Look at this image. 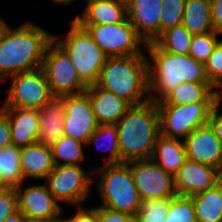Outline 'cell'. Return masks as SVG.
Listing matches in <instances>:
<instances>
[{
  "label": "cell",
  "instance_id": "cell-28",
  "mask_svg": "<svg viewBox=\"0 0 222 222\" xmlns=\"http://www.w3.org/2000/svg\"><path fill=\"white\" fill-rule=\"evenodd\" d=\"M95 144L99 151L109 152L104 164L123 163L120 158L119 140L116 124H100L90 135L86 146Z\"/></svg>",
  "mask_w": 222,
  "mask_h": 222
},
{
  "label": "cell",
  "instance_id": "cell-14",
  "mask_svg": "<svg viewBox=\"0 0 222 222\" xmlns=\"http://www.w3.org/2000/svg\"><path fill=\"white\" fill-rule=\"evenodd\" d=\"M183 143L187 159L211 165L222 173V142L209 123L194 129Z\"/></svg>",
  "mask_w": 222,
  "mask_h": 222
},
{
  "label": "cell",
  "instance_id": "cell-23",
  "mask_svg": "<svg viewBox=\"0 0 222 222\" xmlns=\"http://www.w3.org/2000/svg\"><path fill=\"white\" fill-rule=\"evenodd\" d=\"M222 97L210 82L181 83L156 104L183 105L196 101H218Z\"/></svg>",
  "mask_w": 222,
  "mask_h": 222
},
{
  "label": "cell",
  "instance_id": "cell-22",
  "mask_svg": "<svg viewBox=\"0 0 222 222\" xmlns=\"http://www.w3.org/2000/svg\"><path fill=\"white\" fill-rule=\"evenodd\" d=\"M40 126L37 142L52 146L64 135L63 96L54 97L37 109Z\"/></svg>",
  "mask_w": 222,
  "mask_h": 222
},
{
  "label": "cell",
  "instance_id": "cell-39",
  "mask_svg": "<svg viewBox=\"0 0 222 222\" xmlns=\"http://www.w3.org/2000/svg\"><path fill=\"white\" fill-rule=\"evenodd\" d=\"M11 144L10 121L7 114L0 108V148Z\"/></svg>",
  "mask_w": 222,
  "mask_h": 222
},
{
  "label": "cell",
  "instance_id": "cell-11",
  "mask_svg": "<svg viewBox=\"0 0 222 222\" xmlns=\"http://www.w3.org/2000/svg\"><path fill=\"white\" fill-rule=\"evenodd\" d=\"M8 79L11 86L2 107L37 110L55 97L42 68L21 72Z\"/></svg>",
  "mask_w": 222,
  "mask_h": 222
},
{
  "label": "cell",
  "instance_id": "cell-36",
  "mask_svg": "<svg viewBox=\"0 0 222 222\" xmlns=\"http://www.w3.org/2000/svg\"><path fill=\"white\" fill-rule=\"evenodd\" d=\"M19 210L18 195L15 188L0 189V222Z\"/></svg>",
  "mask_w": 222,
  "mask_h": 222
},
{
  "label": "cell",
  "instance_id": "cell-4",
  "mask_svg": "<svg viewBox=\"0 0 222 222\" xmlns=\"http://www.w3.org/2000/svg\"><path fill=\"white\" fill-rule=\"evenodd\" d=\"M147 55L108 57L96 85L124 98L131 105L149 99Z\"/></svg>",
  "mask_w": 222,
  "mask_h": 222
},
{
  "label": "cell",
  "instance_id": "cell-35",
  "mask_svg": "<svg viewBox=\"0 0 222 222\" xmlns=\"http://www.w3.org/2000/svg\"><path fill=\"white\" fill-rule=\"evenodd\" d=\"M204 65L209 82L219 92L222 91V40L214 48Z\"/></svg>",
  "mask_w": 222,
  "mask_h": 222
},
{
  "label": "cell",
  "instance_id": "cell-42",
  "mask_svg": "<svg viewBox=\"0 0 222 222\" xmlns=\"http://www.w3.org/2000/svg\"><path fill=\"white\" fill-rule=\"evenodd\" d=\"M25 215L20 211H16L12 215H9L3 222H23Z\"/></svg>",
  "mask_w": 222,
  "mask_h": 222
},
{
  "label": "cell",
  "instance_id": "cell-15",
  "mask_svg": "<svg viewBox=\"0 0 222 222\" xmlns=\"http://www.w3.org/2000/svg\"><path fill=\"white\" fill-rule=\"evenodd\" d=\"M173 176L177 195L191 197L218 183L221 172L211 165L186 159Z\"/></svg>",
  "mask_w": 222,
  "mask_h": 222
},
{
  "label": "cell",
  "instance_id": "cell-10",
  "mask_svg": "<svg viewBox=\"0 0 222 222\" xmlns=\"http://www.w3.org/2000/svg\"><path fill=\"white\" fill-rule=\"evenodd\" d=\"M42 69L55 97L78 95L87 89L69 56L54 40L46 47Z\"/></svg>",
  "mask_w": 222,
  "mask_h": 222
},
{
  "label": "cell",
  "instance_id": "cell-41",
  "mask_svg": "<svg viewBox=\"0 0 222 222\" xmlns=\"http://www.w3.org/2000/svg\"><path fill=\"white\" fill-rule=\"evenodd\" d=\"M75 221L76 222H99L97 207L84 208L82 204L76 207Z\"/></svg>",
  "mask_w": 222,
  "mask_h": 222
},
{
  "label": "cell",
  "instance_id": "cell-48",
  "mask_svg": "<svg viewBox=\"0 0 222 222\" xmlns=\"http://www.w3.org/2000/svg\"><path fill=\"white\" fill-rule=\"evenodd\" d=\"M2 188H4V187L2 186L1 181H0V189H2Z\"/></svg>",
  "mask_w": 222,
  "mask_h": 222
},
{
  "label": "cell",
  "instance_id": "cell-47",
  "mask_svg": "<svg viewBox=\"0 0 222 222\" xmlns=\"http://www.w3.org/2000/svg\"><path fill=\"white\" fill-rule=\"evenodd\" d=\"M219 182L222 184V173H221V176L219 178Z\"/></svg>",
  "mask_w": 222,
  "mask_h": 222
},
{
  "label": "cell",
  "instance_id": "cell-38",
  "mask_svg": "<svg viewBox=\"0 0 222 222\" xmlns=\"http://www.w3.org/2000/svg\"><path fill=\"white\" fill-rule=\"evenodd\" d=\"M222 103V97L214 104L208 123L215 131L216 136L222 142V111L220 112V105Z\"/></svg>",
  "mask_w": 222,
  "mask_h": 222
},
{
  "label": "cell",
  "instance_id": "cell-13",
  "mask_svg": "<svg viewBox=\"0 0 222 222\" xmlns=\"http://www.w3.org/2000/svg\"><path fill=\"white\" fill-rule=\"evenodd\" d=\"M63 105L64 135L87 144L90 135L99 126L89 96L85 92L65 95Z\"/></svg>",
  "mask_w": 222,
  "mask_h": 222
},
{
  "label": "cell",
  "instance_id": "cell-7",
  "mask_svg": "<svg viewBox=\"0 0 222 222\" xmlns=\"http://www.w3.org/2000/svg\"><path fill=\"white\" fill-rule=\"evenodd\" d=\"M217 101H196L190 104H156L160 116V135L184 139L194 129L208 124Z\"/></svg>",
  "mask_w": 222,
  "mask_h": 222
},
{
  "label": "cell",
  "instance_id": "cell-33",
  "mask_svg": "<svg viewBox=\"0 0 222 222\" xmlns=\"http://www.w3.org/2000/svg\"><path fill=\"white\" fill-rule=\"evenodd\" d=\"M221 34L210 32L205 34L193 35L188 54L196 61L205 63L212 54L214 48L222 40L218 36Z\"/></svg>",
  "mask_w": 222,
  "mask_h": 222
},
{
  "label": "cell",
  "instance_id": "cell-9",
  "mask_svg": "<svg viewBox=\"0 0 222 222\" xmlns=\"http://www.w3.org/2000/svg\"><path fill=\"white\" fill-rule=\"evenodd\" d=\"M93 174V170L86 173L81 165H55L45 184L58 202L80 206L91 194Z\"/></svg>",
  "mask_w": 222,
  "mask_h": 222
},
{
  "label": "cell",
  "instance_id": "cell-12",
  "mask_svg": "<svg viewBox=\"0 0 222 222\" xmlns=\"http://www.w3.org/2000/svg\"><path fill=\"white\" fill-rule=\"evenodd\" d=\"M134 182L144 199H171L177 195L174 176L157 165L152 158L127 162Z\"/></svg>",
  "mask_w": 222,
  "mask_h": 222
},
{
  "label": "cell",
  "instance_id": "cell-16",
  "mask_svg": "<svg viewBox=\"0 0 222 222\" xmlns=\"http://www.w3.org/2000/svg\"><path fill=\"white\" fill-rule=\"evenodd\" d=\"M21 184L16 188L19 210L27 218L53 220L62 208L55 197L50 193L46 184L24 187Z\"/></svg>",
  "mask_w": 222,
  "mask_h": 222
},
{
  "label": "cell",
  "instance_id": "cell-37",
  "mask_svg": "<svg viewBox=\"0 0 222 222\" xmlns=\"http://www.w3.org/2000/svg\"><path fill=\"white\" fill-rule=\"evenodd\" d=\"M99 222H136L133 215L108 209L104 206L97 207Z\"/></svg>",
  "mask_w": 222,
  "mask_h": 222
},
{
  "label": "cell",
  "instance_id": "cell-34",
  "mask_svg": "<svg viewBox=\"0 0 222 222\" xmlns=\"http://www.w3.org/2000/svg\"><path fill=\"white\" fill-rule=\"evenodd\" d=\"M186 0H163L160 18V35L169 28L182 24Z\"/></svg>",
  "mask_w": 222,
  "mask_h": 222
},
{
  "label": "cell",
  "instance_id": "cell-40",
  "mask_svg": "<svg viewBox=\"0 0 222 222\" xmlns=\"http://www.w3.org/2000/svg\"><path fill=\"white\" fill-rule=\"evenodd\" d=\"M210 8L213 30L222 36V0H210Z\"/></svg>",
  "mask_w": 222,
  "mask_h": 222
},
{
  "label": "cell",
  "instance_id": "cell-31",
  "mask_svg": "<svg viewBox=\"0 0 222 222\" xmlns=\"http://www.w3.org/2000/svg\"><path fill=\"white\" fill-rule=\"evenodd\" d=\"M165 222H197L192 198L176 195L169 199Z\"/></svg>",
  "mask_w": 222,
  "mask_h": 222
},
{
  "label": "cell",
  "instance_id": "cell-30",
  "mask_svg": "<svg viewBox=\"0 0 222 222\" xmlns=\"http://www.w3.org/2000/svg\"><path fill=\"white\" fill-rule=\"evenodd\" d=\"M192 38L193 35L180 24L164 31L154 42L168 53L186 55Z\"/></svg>",
  "mask_w": 222,
  "mask_h": 222
},
{
  "label": "cell",
  "instance_id": "cell-6",
  "mask_svg": "<svg viewBox=\"0 0 222 222\" xmlns=\"http://www.w3.org/2000/svg\"><path fill=\"white\" fill-rule=\"evenodd\" d=\"M70 26L65 39L53 34V40L69 56L80 80L86 86L95 85L108 56L75 20Z\"/></svg>",
  "mask_w": 222,
  "mask_h": 222
},
{
  "label": "cell",
  "instance_id": "cell-3",
  "mask_svg": "<svg viewBox=\"0 0 222 222\" xmlns=\"http://www.w3.org/2000/svg\"><path fill=\"white\" fill-rule=\"evenodd\" d=\"M122 162L151 159L160 136V116L155 102L132 105L116 123Z\"/></svg>",
  "mask_w": 222,
  "mask_h": 222
},
{
  "label": "cell",
  "instance_id": "cell-45",
  "mask_svg": "<svg viewBox=\"0 0 222 222\" xmlns=\"http://www.w3.org/2000/svg\"><path fill=\"white\" fill-rule=\"evenodd\" d=\"M52 1L58 5L60 4L69 5V4H72V2L75 0H52Z\"/></svg>",
  "mask_w": 222,
  "mask_h": 222
},
{
  "label": "cell",
  "instance_id": "cell-44",
  "mask_svg": "<svg viewBox=\"0 0 222 222\" xmlns=\"http://www.w3.org/2000/svg\"><path fill=\"white\" fill-rule=\"evenodd\" d=\"M23 222H53V220H45V219H32V218H27L23 220Z\"/></svg>",
  "mask_w": 222,
  "mask_h": 222
},
{
  "label": "cell",
  "instance_id": "cell-19",
  "mask_svg": "<svg viewBox=\"0 0 222 222\" xmlns=\"http://www.w3.org/2000/svg\"><path fill=\"white\" fill-rule=\"evenodd\" d=\"M10 121L12 145L18 148L37 142L39 133V114L34 109L0 107Z\"/></svg>",
  "mask_w": 222,
  "mask_h": 222
},
{
  "label": "cell",
  "instance_id": "cell-5",
  "mask_svg": "<svg viewBox=\"0 0 222 222\" xmlns=\"http://www.w3.org/2000/svg\"><path fill=\"white\" fill-rule=\"evenodd\" d=\"M96 172L101 206L135 216L140 210L141 197L128 163L99 165L93 170Z\"/></svg>",
  "mask_w": 222,
  "mask_h": 222
},
{
  "label": "cell",
  "instance_id": "cell-18",
  "mask_svg": "<svg viewBox=\"0 0 222 222\" xmlns=\"http://www.w3.org/2000/svg\"><path fill=\"white\" fill-rule=\"evenodd\" d=\"M85 93L90 98L92 110L99 125L116 124L132 106L124 98L118 97L96 84L87 86Z\"/></svg>",
  "mask_w": 222,
  "mask_h": 222
},
{
  "label": "cell",
  "instance_id": "cell-25",
  "mask_svg": "<svg viewBox=\"0 0 222 222\" xmlns=\"http://www.w3.org/2000/svg\"><path fill=\"white\" fill-rule=\"evenodd\" d=\"M197 222H222V184L191 196Z\"/></svg>",
  "mask_w": 222,
  "mask_h": 222
},
{
  "label": "cell",
  "instance_id": "cell-8",
  "mask_svg": "<svg viewBox=\"0 0 222 222\" xmlns=\"http://www.w3.org/2000/svg\"><path fill=\"white\" fill-rule=\"evenodd\" d=\"M85 28L108 57L146 55V42L126 18L115 24H79Z\"/></svg>",
  "mask_w": 222,
  "mask_h": 222
},
{
  "label": "cell",
  "instance_id": "cell-20",
  "mask_svg": "<svg viewBox=\"0 0 222 222\" xmlns=\"http://www.w3.org/2000/svg\"><path fill=\"white\" fill-rule=\"evenodd\" d=\"M20 164L24 179L45 180L55 166L51 146L34 142L20 148Z\"/></svg>",
  "mask_w": 222,
  "mask_h": 222
},
{
  "label": "cell",
  "instance_id": "cell-26",
  "mask_svg": "<svg viewBox=\"0 0 222 222\" xmlns=\"http://www.w3.org/2000/svg\"><path fill=\"white\" fill-rule=\"evenodd\" d=\"M182 25L192 35L213 32L210 0H186Z\"/></svg>",
  "mask_w": 222,
  "mask_h": 222
},
{
  "label": "cell",
  "instance_id": "cell-24",
  "mask_svg": "<svg viewBox=\"0 0 222 222\" xmlns=\"http://www.w3.org/2000/svg\"><path fill=\"white\" fill-rule=\"evenodd\" d=\"M187 159L182 139L159 136L155 141L152 160L167 173L174 175Z\"/></svg>",
  "mask_w": 222,
  "mask_h": 222
},
{
  "label": "cell",
  "instance_id": "cell-32",
  "mask_svg": "<svg viewBox=\"0 0 222 222\" xmlns=\"http://www.w3.org/2000/svg\"><path fill=\"white\" fill-rule=\"evenodd\" d=\"M168 209L169 199H144L134 217L136 222H165Z\"/></svg>",
  "mask_w": 222,
  "mask_h": 222
},
{
  "label": "cell",
  "instance_id": "cell-29",
  "mask_svg": "<svg viewBox=\"0 0 222 222\" xmlns=\"http://www.w3.org/2000/svg\"><path fill=\"white\" fill-rule=\"evenodd\" d=\"M85 143L63 135L52 146V156L54 165H81L84 161ZM64 160V162H60Z\"/></svg>",
  "mask_w": 222,
  "mask_h": 222
},
{
  "label": "cell",
  "instance_id": "cell-17",
  "mask_svg": "<svg viewBox=\"0 0 222 222\" xmlns=\"http://www.w3.org/2000/svg\"><path fill=\"white\" fill-rule=\"evenodd\" d=\"M127 19L137 34L146 42L160 36V18L163 0H126Z\"/></svg>",
  "mask_w": 222,
  "mask_h": 222
},
{
  "label": "cell",
  "instance_id": "cell-1",
  "mask_svg": "<svg viewBox=\"0 0 222 222\" xmlns=\"http://www.w3.org/2000/svg\"><path fill=\"white\" fill-rule=\"evenodd\" d=\"M52 40V33L33 23L24 22L12 29L4 22L0 27V78L6 80L42 68L46 47Z\"/></svg>",
  "mask_w": 222,
  "mask_h": 222
},
{
  "label": "cell",
  "instance_id": "cell-46",
  "mask_svg": "<svg viewBox=\"0 0 222 222\" xmlns=\"http://www.w3.org/2000/svg\"><path fill=\"white\" fill-rule=\"evenodd\" d=\"M5 21L3 20V18L0 17V27L1 25L4 23Z\"/></svg>",
  "mask_w": 222,
  "mask_h": 222
},
{
  "label": "cell",
  "instance_id": "cell-27",
  "mask_svg": "<svg viewBox=\"0 0 222 222\" xmlns=\"http://www.w3.org/2000/svg\"><path fill=\"white\" fill-rule=\"evenodd\" d=\"M0 181L5 188H18L26 181L21 172L20 148L9 145L0 148Z\"/></svg>",
  "mask_w": 222,
  "mask_h": 222
},
{
  "label": "cell",
  "instance_id": "cell-43",
  "mask_svg": "<svg viewBox=\"0 0 222 222\" xmlns=\"http://www.w3.org/2000/svg\"><path fill=\"white\" fill-rule=\"evenodd\" d=\"M53 222H76L75 221V214L73 216H71L70 218H66V219H64V218L62 219L59 214L57 217H55L53 219Z\"/></svg>",
  "mask_w": 222,
  "mask_h": 222
},
{
  "label": "cell",
  "instance_id": "cell-2",
  "mask_svg": "<svg viewBox=\"0 0 222 222\" xmlns=\"http://www.w3.org/2000/svg\"><path fill=\"white\" fill-rule=\"evenodd\" d=\"M149 99L161 101L181 83L209 82L205 65L189 54L176 55L162 50L155 42L146 43Z\"/></svg>",
  "mask_w": 222,
  "mask_h": 222
},
{
  "label": "cell",
  "instance_id": "cell-21",
  "mask_svg": "<svg viewBox=\"0 0 222 222\" xmlns=\"http://www.w3.org/2000/svg\"><path fill=\"white\" fill-rule=\"evenodd\" d=\"M127 18L126 0H95L87 2L82 15L73 20L78 24H115Z\"/></svg>",
  "mask_w": 222,
  "mask_h": 222
}]
</instances>
